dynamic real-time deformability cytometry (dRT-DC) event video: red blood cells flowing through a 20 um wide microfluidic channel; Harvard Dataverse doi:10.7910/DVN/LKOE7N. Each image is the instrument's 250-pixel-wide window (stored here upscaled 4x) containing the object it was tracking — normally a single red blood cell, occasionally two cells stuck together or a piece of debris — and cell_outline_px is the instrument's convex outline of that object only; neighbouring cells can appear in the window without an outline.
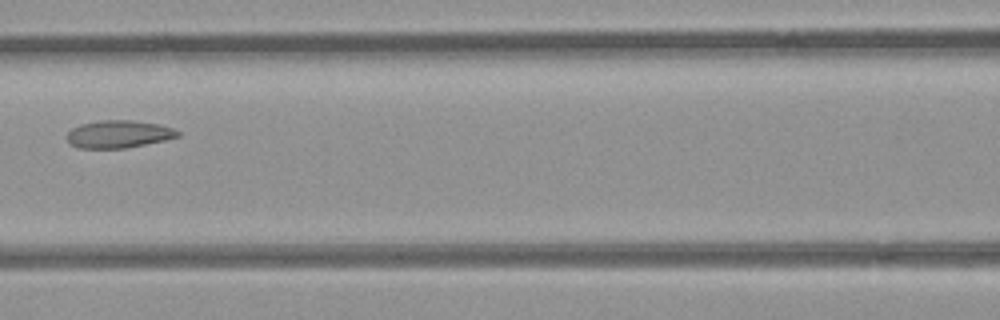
{"species": "common noctule bat (a hibernating species)", "species_latin": "Nyctalus noctula", "temperature_condition": "room temperature", "stored_images_in_passage": 6, "camera_frame_rate_fps": 3000, "um_per_image_px": 0.085, "animal": {"sex": "female", "body_mass_g": 21.9}, "frame": {"image": 1, "passage_image": 5, "time_ms": 5.333, "image_size_px": [1000, 320], "cell_outline_px": [[180, 136], [164, 140], [124, 148], [80, 148], [72, 144], [64, 136], [72, 128], [80, 124], [100, 120], [132, 120], [160, 124], [172, 128], [180, 132]], "centroid_in_image_um": [10.07, 11.39], "position_along_channel_um": 156.5, "area_um2": 17.74}}
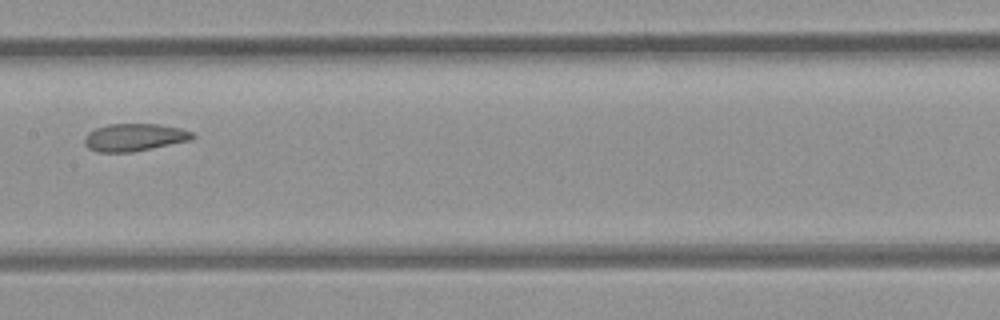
{"frame": {"image": 2, "passage_image": 6, "time_ms": 6.333, "image_size_px": [1000, 320], "cell_outline_px": [[196, 136], [192, 140], [132, 152], [96, 152], [88, 148], [84, 144], [84, 136], [88, 132], [96, 128], [108, 124], [160, 124], [180, 128], [192, 132]], "centroid_in_image_um": [11.41, 11.67], "position_along_channel_um": 196.0, "area_um2": 17.46}}